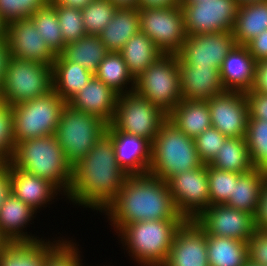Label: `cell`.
<instances>
[{"label":"cell","mask_w":267,"mask_h":266,"mask_svg":"<svg viewBox=\"0 0 267 266\" xmlns=\"http://www.w3.org/2000/svg\"><path fill=\"white\" fill-rule=\"evenodd\" d=\"M239 5L247 4V3H252V2H262V1H267V0H236Z\"/></svg>","instance_id":"obj_56"},{"label":"cell","mask_w":267,"mask_h":266,"mask_svg":"<svg viewBox=\"0 0 267 266\" xmlns=\"http://www.w3.org/2000/svg\"><path fill=\"white\" fill-rule=\"evenodd\" d=\"M266 178V171L255 168L247 173L241 174L234 183L233 195L226 205L255 215L259 205L262 185Z\"/></svg>","instance_id":"obj_30"},{"label":"cell","mask_w":267,"mask_h":266,"mask_svg":"<svg viewBox=\"0 0 267 266\" xmlns=\"http://www.w3.org/2000/svg\"><path fill=\"white\" fill-rule=\"evenodd\" d=\"M257 229L267 230V178L262 185L259 205L254 215Z\"/></svg>","instance_id":"obj_48"},{"label":"cell","mask_w":267,"mask_h":266,"mask_svg":"<svg viewBox=\"0 0 267 266\" xmlns=\"http://www.w3.org/2000/svg\"><path fill=\"white\" fill-rule=\"evenodd\" d=\"M5 164V162L0 158V168Z\"/></svg>","instance_id":"obj_60"},{"label":"cell","mask_w":267,"mask_h":266,"mask_svg":"<svg viewBox=\"0 0 267 266\" xmlns=\"http://www.w3.org/2000/svg\"><path fill=\"white\" fill-rule=\"evenodd\" d=\"M11 192L33 210L45 207L58 192L62 194L50 181L24 172L11 164Z\"/></svg>","instance_id":"obj_24"},{"label":"cell","mask_w":267,"mask_h":266,"mask_svg":"<svg viewBox=\"0 0 267 266\" xmlns=\"http://www.w3.org/2000/svg\"><path fill=\"white\" fill-rule=\"evenodd\" d=\"M245 139L253 168L267 172V120L249 118Z\"/></svg>","instance_id":"obj_37"},{"label":"cell","mask_w":267,"mask_h":266,"mask_svg":"<svg viewBox=\"0 0 267 266\" xmlns=\"http://www.w3.org/2000/svg\"><path fill=\"white\" fill-rule=\"evenodd\" d=\"M7 244V242L1 237L0 235V251L3 249V247Z\"/></svg>","instance_id":"obj_57"},{"label":"cell","mask_w":267,"mask_h":266,"mask_svg":"<svg viewBox=\"0 0 267 266\" xmlns=\"http://www.w3.org/2000/svg\"><path fill=\"white\" fill-rule=\"evenodd\" d=\"M236 45L230 31L187 35L177 54L178 66H203L221 68L224 59Z\"/></svg>","instance_id":"obj_14"},{"label":"cell","mask_w":267,"mask_h":266,"mask_svg":"<svg viewBox=\"0 0 267 266\" xmlns=\"http://www.w3.org/2000/svg\"><path fill=\"white\" fill-rule=\"evenodd\" d=\"M267 30V1L240 5L232 34L236 45H245Z\"/></svg>","instance_id":"obj_31"},{"label":"cell","mask_w":267,"mask_h":266,"mask_svg":"<svg viewBox=\"0 0 267 266\" xmlns=\"http://www.w3.org/2000/svg\"><path fill=\"white\" fill-rule=\"evenodd\" d=\"M11 193V163L6 162L0 168V207Z\"/></svg>","instance_id":"obj_50"},{"label":"cell","mask_w":267,"mask_h":266,"mask_svg":"<svg viewBox=\"0 0 267 266\" xmlns=\"http://www.w3.org/2000/svg\"><path fill=\"white\" fill-rule=\"evenodd\" d=\"M7 39L11 57L45 63L50 66L56 59V55L29 18L7 24Z\"/></svg>","instance_id":"obj_18"},{"label":"cell","mask_w":267,"mask_h":266,"mask_svg":"<svg viewBox=\"0 0 267 266\" xmlns=\"http://www.w3.org/2000/svg\"><path fill=\"white\" fill-rule=\"evenodd\" d=\"M119 53L134 79L138 78L147 67L164 55L149 36L142 31L132 36Z\"/></svg>","instance_id":"obj_29"},{"label":"cell","mask_w":267,"mask_h":266,"mask_svg":"<svg viewBox=\"0 0 267 266\" xmlns=\"http://www.w3.org/2000/svg\"><path fill=\"white\" fill-rule=\"evenodd\" d=\"M118 96L104 82L93 76L67 104L74 109L97 116L109 125L115 115Z\"/></svg>","instance_id":"obj_21"},{"label":"cell","mask_w":267,"mask_h":266,"mask_svg":"<svg viewBox=\"0 0 267 266\" xmlns=\"http://www.w3.org/2000/svg\"><path fill=\"white\" fill-rule=\"evenodd\" d=\"M210 205L226 204L233 195L234 183L241 174L221 171L207 165Z\"/></svg>","instance_id":"obj_39"},{"label":"cell","mask_w":267,"mask_h":266,"mask_svg":"<svg viewBox=\"0 0 267 266\" xmlns=\"http://www.w3.org/2000/svg\"><path fill=\"white\" fill-rule=\"evenodd\" d=\"M167 183L177 211L185 220H195L210 206L207 165L178 173Z\"/></svg>","instance_id":"obj_13"},{"label":"cell","mask_w":267,"mask_h":266,"mask_svg":"<svg viewBox=\"0 0 267 266\" xmlns=\"http://www.w3.org/2000/svg\"><path fill=\"white\" fill-rule=\"evenodd\" d=\"M163 266H209L206 234L194 220H186L177 230Z\"/></svg>","instance_id":"obj_19"},{"label":"cell","mask_w":267,"mask_h":266,"mask_svg":"<svg viewBox=\"0 0 267 266\" xmlns=\"http://www.w3.org/2000/svg\"><path fill=\"white\" fill-rule=\"evenodd\" d=\"M140 31L147 34L164 55H177L187 38L180 5L139 8Z\"/></svg>","instance_id":"obj_11"},{"label":"cell","mask_w":267,"mask_h":266,"mask_svg":"<svg viewBox=\"0 0 267 266\" xmlns=\"http://www.w3.org/2000/svg\"><path fill=\"white\" fill-rule=\"evenodd\" d=\"M105 134L112 140L118 165L128 175L149 173L152 143L140 136L117 130L107 125Z\"/></svg>","instance_id":"obj_17"},{"label":"cell","mask_w":267,"mask_h":266,"mask_svg":"<svg viewBox=\"0 0 267 266\" xmlns=\"http://www.w3.org/2000/svg\"><path fill=\"white\" fill-rule=\"evenodd\" d=\"M167 120L192 139L212 126L207 101L182 99L167 114Z\"/></svg>","instance_id":"obj_26"},{"label":"cell","mask_w":267,"mask_h":266,"mask_svg":"<svg viewBox=\"0 0 267 266\" xmlns=\"http://www.w3.org/2000/svg\"><path fill=\"white\" fill-rule=\"evenodd\" d=\"M49 2L50 0H0V16L7 24L27 19Z\"/></svg>","instance_id":"obj_41"},{"label":"cell","mask_w":267,"mask_h":266,"mask_svg":"<svg viewBox=\"0 0 267 266\" xmlns=\"http://www.w3.org/2000/svg\"><path fill=\"white\" fill-rule=\"evenodd\" d=\"M49 239L7 243L0 251V266H45L49 256L64 242Z\"/></svg>","instance_id":"obj_25"},{"label":"cell","mask_w":267,"mask_h":266,"mask_svg":"<svg viewBox=\"0 0 267 266\" xmlns=\"http://www.w3.org/2000/svg\"><path fill=\"white\" fill-rule=\"evenodd\" d=\"M9 162L26 173L50 181L64 195L71 190L73 166L66 159L55 135L16 143Z\"/></svg>","instance_id":"obj_3"},{"label":"cell","mask_w":267,"mask_h":266,"mask_svg":"<svg viewBox=\"0 0 267 266\" xmlns=\"http://www.w3.org/2000/svg\"><path fill=\"white\" fill-rule=\"evenodd\" d=\"M94 76L77 62L67 61L61 54L52 65L53 90L66 103L83 89Z\"/></svg>","instance_id":"obj_28"},{"label":"cell","mask_w":267,"mask_h":266,"mask_svg":"<svg viewBox=\"0 0 267 266\" xmlns=\"http://www.w3.org/2000/svg\"><path fill=\"white\" fill-rule=\"evenodd\" d=\"M106 128L107 124L97 116L66 104L61 112L55 136L66 159L74 166L105 134Z\"/></svg>","instance_id":"obj_7"},{"label":"cell","mask_w":267,"mask_h":266,"mask_svg":"<svg viewBox=\"0 0 267 266\" xmlns=\"http://www.w3.org/2000/svg\"><path fill=\"white\" fill-rule=\"evenodd\" d=\"M209 165L221 171L239 174L251 171L253 166L245 137H228Z\"/></svg>","instance_id":"obj_35"},{"label":"cell","mask_w":267,"mask_h":266,"mask_svg":"<svg viewBox=\"0 0 267 266\" xmlns=\"http://www.w3.org/2000/svg\"><path fill=\"white\" fill-rule=\"evenodd\" d=\"M52 89V66L11 57L0 90V100L2 104L14 106L43 96Z\"/></svg>","instance_id":"obj_8"},{"label":"cell","mask_w":267,"mask_h":266,"mask_svg":"<svg viewBox=\"0 0 267 266\" xmlns=\"http://www.w3.org/2000/svg\"><path fill=\"white\" fill-rule=\"evenodd\" d=\"M66 104L52 89L43 96L11 106L15 143L55 135Z\"/></svg>","instance_id":"obj_6"},{"label":"cell","mask_w":267,"mask_h":266,"mask_svg":"<svg viewBox=\"0 0 267 266\" xmlns=\"http://www.w3.org/2000/svg\"><path fill=\"white\" fill-rule=\"evenodd\" d=\"M49 3L56 10L65 44L77 41L87 35L80 9L57 5L53 0H50Z\"/></svg>","instance_id":"obj_40"},{"label":"cell","mask_w":267,"mask_h":266,"mask_svg":"<svg viewBox=\"0 0 267 266\" xmlns=\"http://www.w3.org/2000/svg\"><path fill=\"white\" fill-rule=\"evenodd\" d=\"M212 127L226 137H245L249 119L246 93L226 90L208 101Z\"/></svg>","instance_id":"obj_16"},{"label":"cell","mask_w":267,"mask_h":266,"mask_svg":"<svg viewBox=\"0 0 267 266\" xmlns=\"http://www.w3.org/2000/svg\"><path fill=\"white\" fill-rule=\"evenodd\" d=\"M200 1H206V0H180V2H200Z\"/></svg>","instance_id":"obj_58"},{"label":"cell","mask_w":267,"mask_h":266,"mask_svg":"<svg viewBox=\"0 0 267 266\" xmlns=\"http://www.w3.org/2000/svg\"><path fill=\"white\" fill-rule=\"evenodd\" d=\"M185 221V219H161L134 222L125 225L118 232V237L121 236L122 245L139 265L163 266L167 261L175 234Z\"/></svg>","instance_id":"obj_4"},{"label":"cell","mask_w":267,"mask_h":266,"mask_svg":"<svg viewBox=\"0 0 267 266\" xmlns=\"http://www.w3.org/2000/svg\"><path fill=\"white\" fill-rule=\"evenodd\" d=\"M256 62L267 59V30L245 44Z\"/></svg>","instance_id":"obj_47"},{"label":"cell","mask_w":267,"mask_h":266,"mask_svg":"<svg viewBox=\"0 0 267 266\" xmlns=\"http://www.w3.org/2000/svg\"><path fill=\"white\" fill-rule=\"evenodd\" d=\"M167 114L134 91L119 95L111 124L119 131L143 137L151 143L159 133Z\"/></svg>","instance_id":"obj_10"},{"label":"cell","mask_w":267,"mask_h":266,"mask_svg":"<svg viewBox=\"0 0 267 266\" xmlns=\"http://www.w3.org/2000/svg\"><path fill=\"white\" fill-rule=\"evenodd\" d=\"M251 91L267 94V59L256 62L255 78Z\"/></svg>","instance_id":"obj_49"},{"label":"cell","mask_w":267,"mask_h":266,"mask_svg":"<svg viewBox=\"0 0 267 266\" xmlns=\"http://www.w3.org/2000/svg\"><path fill=\"white\" fill-rule=\"evenodd\" d=\"M79 249L71 240H65L47 259L45 266H83Z\"/></svg>","instance_id":"obj_44"},{"label":"cell","mask_w":267,"mask_h":266,"mask_svg":"<svg viewBox=\"0 0 267 266\" xmlns=\"http://www.w3.org/2000/svg\"><path fill=\"white\" fill-rule=\"evenodd\" d=\"M256 61L245 45H235L224 59L220 77L225 90L246 92L252 89Z\"/></svg>","instance_id":"obj_22"},{"label":"cell","mask_w":267,"mask_h":266,"mask_svg":"<svg viewBox=\"0 0 267 266\" xmlns=\"http://www.w3.org/2000/svg\"><path fill=\"white\" fill-rule=\"evenodd\" d=\"M227 138L212 126L199 134L194 141L201 162L205 165L210 164Z\"/></svg>","instance_id":"obj_42"},{"label":"cell","mask_w":267,"mask_h":266,"mask_svg":"<svg viewBox=\"0 0 267 266\" xmlns=\"http://www.w3.org/2000/svg\"><path fill=\"white\" fill-rule=\"evenodd\" d=\"M187 35L232 32L238 9L236 0L180 2Z\"/></svg>","instance_id":"obj_12"},{"label":"cell","mask_w":267,"mask_h":266,"mask_svg":"<svg viewBox=\"0 0 267 266\" xmlns=\"http://www.w3.org/2000/svg\"><path fill=\"white\" fill-rule=\"evenodd\" d=\"M202 165L194 139L166 120L152 142L149 174L167 182L178 173Z\"/></svg>","instance_id":"obj_5"},{"label":"cell","mask_w":267,"mask_h":266,"mask_svg":"<svg viewBox=\"0 0 267 266\" xmlns=\"http://www.w3.org/2000/svg\"><path fill=\"white\" fill-rule=\"evenodd\" d=\"M180 5V0H138V8L173 7Z\"/></svg>","instance_id":"obj_52"},{"label":"cell","mask_w":267,"mask_h":266,"mask_svg":"<svg viewBox=\"0 0 267 266\" xmlns=\"http://www.w3.org/2000/svg\"><path fill=\"white\" fill-rule=\"evenodd\" d=\"M117 7H137L138 0H110Z\"/></svg>","instance_id":"obj_54"},{"label":"cell","mask_w":267,"mask_h":266,"mask_svg":"<svg viewBox=\"0 0 267 266\" xmlns=\"http://www.w3.org/2000/svg\"><path fill=\"white\" fill-rule=\"evenodd\" d=\"M181 98L190 101H208L225 92L220 69L203 66H178Z\"/></svg>","instance_id":"obj_20"},{"label":"cell","mask_w":267,"mask_h":266,"mask_svg":"<svg viewBox=\"0 0 267 266\" xmlns=\"http://www.w3.org/2000/svg\"><path fill=\"white\" fill-rule=\"evenodd\" d=\"M247 243L248 261L254 265L267 266V230L256 229Z\"/></svg>","instance_id":"obj_45"},{"label":"cell","mask_w":267,"mask_h":266,"mask_svg":"<svg viewBox=\"0 0 267 266\" xmlns=\"http://www.w3.org/2000/svg\"><path fill=\"white\" fill-rule=\"evenodd\" d=\"M117 6L110 0H93L81 10L87 35H99L112 20Z\"/></svg>","instance_id":"obj_38"},{"label":"cell","mask_w":267,"mask_h":266,"mask_svg":"<svg viewBox=\"0 0 267 266\" xmlns=\"http://www.w3.org/2000/svg\"><path fill=\"white\" fill-rule=\"evenodd\" d=\"M245 266H258V265H254V264H252V263H250L249 261L246 263V265Z\"/></svg>","instance_id":"obj_59"},{"label":"cell","mask_w":267,"mask_h":266,"mask_svg":"<svg viewBox=\"0 0 267 266\" xmlns=\"http://www.w3.org/2000/svg\"><path fill=\"white\" fill-rule=\"evenodd\" d=\"M194 221L206 235L229 237L244 242L257 229L254 215L226 204L210 205Z\"/></svg>","instance_id":"obj_15"},{"label":"cell","mask_w":267,"mask_h":266,"mask_svg":"<svg viewBox=\"0 0 267 266\" xmlns=\"http://www.w3.org/2000/svg\"><path fill=\"white\" fill-rule=\"evenodd\" d=\"M140 31L138 7H118L99 37L109 52H119Z\"/></svg>","instance_id":"obj_27"},{"label":"cell","mask_w":267,"mask_h":266,"mask_svg":"<svg viewBox=\"0 0 267 266\" xmlns=\"http://www.w3.org/2000/svg\"><path fill=\"white\" fill-rule=\"evenodd\" d=\"M109 53L99 35H85L83 38L67 43L61 55L71 62H77L95 74L99 64Z\"/></svg>","instance_id":"obj_33"},{"label":"cell","mask_w":267,"mask_h":266,"mask_svg":"<svg viewBox=\"0 0 267 266\" xmlns=\"http://www.w3.org/2000/svg\"><path fill=\"white\" fill-rule=\"evenodd\" d=\"M29 19L51 51L56 56L60 55L66 44L60 30L55 8L48 3L43 8L38 9Z\"/></svg>","instance_id":"obj_36"},{"label":"cell","mask_w":267,"mask_h":266,"mask_svg":"<svg viewBox=\"0 0 267 266\" xmlns=\"http://www.w3.org/2000/svg\"><path fill=\"white\" fill-rule=\"evenodd\" d=\"M127 176L116 161L112 140L104 134L73 166L71 190L66 198L102 212L118 195Z\"/></svg>","instance_id":"obj_1"},{"label":"cell","mask_w":267,"mask_h":266,"mask_svg":"<svg viewBox=\"0 0 267 266\" xmlns=\"http://www.w3.org/2000/svg\"><path fill=\"white\" fill-rule=\"evenodd\" d=\"M245 93L249 107V118L267 120V94L251 90Z\"/></svg>","instance_id":"obj_46"},{"label":"cell","mask_w":267,"mask_h":266,"mask_svg":"<svg viewBox=\"0 0 267 266\" xmlns=\"http://www.w3.org/2000/svg\"><path fill=\"white\" fill-rule=\"evenodd\" d=\"M36 211L12 193L0 207V235L7 243L35 242L41 240L24 232ZM38 238V239H37Z\"/></svg>","instance_id":"obj_23"},{"label":"cell","mask_w":267,"mask_h":266,"mask_svg":"<svg viewBox=\"0 0 267 266\" xmlns=\"http://www.w3.org/2000/svg\"><path fill=\"white\" fill-rule=\"evenodd\" d=\"M179 58L162 55L135 79L134 92L168 114L181 100Z\"/></svg>","instance_id":"obj_9"},{"label":"cell","mask_w":267,"mask_h":266,"mask_svg":"<svg viewBox=\"0 0 267 266\" xmlns=\"http://www.w3.org/2000/svg\"><path fill=\"white\" fill-rule=\"evenodd\" d=\"M94 76L104 82L118 95L134 91L135 79L130 74L126 63L119 52H109L99 64L98 70ZM127 85H130L131 87Z\"/></svg>","instance_id":"obj_34"},{"label":"cell","mask_w":267,"mask_h":266,"mask_svg":"<svg viewBox=\"0 0 267 266\" xmlns=\"http://www.w3.org/2000/svg\"><path fill=\"white\" fill-rule=\"evenodd\" d=\"M7 37V23L0 16V39Z\"/></svg>","instance_id":"obj_55"},{"label":"cell","mask_w":267,"mask_h":266,"mask_svg":"<svg viewBox=\"0 0 267 266\" xmlns=\"http://www.w3.org/2000/svg\"><path fill=\"white\" fill-rule=\"evenodd\" d=\"M103 212L116 233L134 222L184 219L177 211L168 183L149 173L128 175L118 195Z\"/></svg>","instance_id":"obj_2"},{"label":"cell","mask_w":267,"mask_h":266,"mask_svg":"<svg viewBox=\"0 0 267 266\" xmlns=\"http://www.w3.org/2000/svg\"><path fill=\"white\" fill-rule=\"evenodd\" d=\"M16 143L14 138L12 107L0 104V158L6 163L13 156Z\"/></svg>","instance_id":"obj_43"},{"label":"cell","mask_w":267,"mask_h":266,"mask_svg":"<svg viewBox=\"0 0 267 266\" xmlns=\"http://www.w3.org/2000/svg\"><path fill=\"white\" fill-rule=\"evenodd\" d=\"M11 59V50L7 37L0 39V90L6 75L7 65Z\"/></svg>","instance_id":"obj_51"},{"label":"cell","mask_w":267,"mask_h":266,"mask_svg":"<svg viewBox=\"0 0 267 266\" xmlns=\"http://www.w3.org/2000/svg\"><path fill=\"white\" fill-rule=\"evenodd\" d=\"M209 266H245L248 243L229 237L206 235Z\"/></svg>","instance_id":"obj_32"},{"label":"cell","mask_w":267,"mask_h":266,"mask_svg":"<svg viewBox=\"0 0 267 266\" xmlns=\"http://www.w3.org/2000/svg\"><path fill=\"white\" fill-rule=\"evenodd\" d=\"M57 5L77 8L82 10L93 0H53Z\"/></svg>","instance_id":"obj_53"}]
</instances>
